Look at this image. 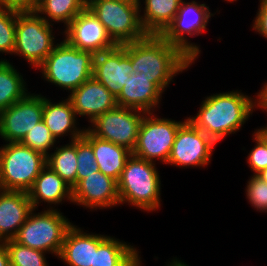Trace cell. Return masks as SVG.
Listing matches in <instances>:
<instances>
[{
  "mask_svg": "<svg viewBox=\"0 0 267 266\" xmlns=\"http://www.w3.org/2000/svg\"><path fill=\"white\" fill-rule=\"evenodd\" d=\"M126 55L131 60L133 73L149 78L163 93L176 74L195 63L178 46L155 34L126 43Z\"/></svg>",
  "mask_w": 267,
  "mask_h": 266,
  "instance_id": "obj_1",
  "label": "cell"
},
{
  "mask_svg": "<svg viewBox=\"0 0 267 266\" xmlns=\"http://www.w3.org/2000/svg\"><path fill=\"white\" fill-rule=\"evenodd\" d=\"M241 91H228L207 96L196 116L187 117L198 129L218 143L239 131L255 111V98Z\"/></svg>",
  "mask_w": 267,
  "mask_h": 266,
  "instance_id": "obj_2",
  "label": "cell"
},
{
  "mask_svg": "<svg viewBox=\"0 0 267 266\" xmlns=\"http://www.w3.org/2000/svg\"><path fill=\"white\" fill-rule=\"evenodd\" d=\"M117 182L120 205L148 212L160 208L161 181L155 163L131 154Z\"/></svg>",
  "mask_w": 267,
  "mask_h": 266,
  "instance_id": "obj_3",
  "label": "cell"
},
{
  "mask_svg": "<svg viewBox=\"0 0 267 266\" xmlns=\"http://www.w3.org/2000/svg\"><path fill=\"white\" fill-rule=\"evenodd\" d=\"M94 56V53L79 50L63 39L38 69L41 68L43 79L71 93L93 77Z\"/></svg>",
  "mask_w": 267,
  "mask_h": 266,
  "instance_id": "obj_4",
  "label": "cell"
},
{
  "mask_svg": "<svg viewBox=\"0 0 267 266\" xmlns=\"http://www.w3.org/2000/svg\"><path fill=\"white\" fill-rule=\"evenodd\" d=\"M140 5V0H89L87 3L117 45L135 42L148 35L141 24Z\"/></svg>",
  "mask_w": 267,
  "mask_h": 266,
  "instance_id": "obj_5",
  "label": "cell"
},
{
  "mask_svg": "<svg viewBox=\"0 0 267 266\" xmlns=\"http://www.w3.org/2000/svg\"><path fill=\"white\" fill-rule=\"evenodd\" d=\"M33 209L13 240L23 246L59 256L66 233L73 224L60 210L49 206L44 212Z\"/></svg>",
  "mask_w": 267,
  "mask_h": 266,
  "instance_id": "obj_6",
  "label": "cell"
},
{
  "mask_svg": "<svg viewBox=\"0 0 267 266\" xmlns=\"http://www.w3.org/2000/svg\"><path fill=\"white\" fill-rule=\"evenodd\" d=\"M46 166V156L20 142L0 147V189L24 191L32 187Z\"/></svg>",
  "mask_w": 267,
  "mask_h": 266,
  "instance_id": "obj_7",
  "label": "cell"
},
{
  "mask_svg": "<svg viewBox=\"0 0 267 266\" xmlns=\"http://www.w3.org/2000/svg\"><path fill=\"white\" fill-rule=\"evenodd\" d=\"M53 25L33 9H20L16 14L14 55L23 56L30 65L38 68L57 45Z\"/></svg>",
  "mask_w": 267,
  "mask_h": 266,
  "instance_id": "obj_8",
  "label": "cell"
},
{
  "mask_svg": "<svg viewBox=\"0 0 267 266\" xmlns=\"http://www.w3.org/2000/svg\"><path fill=\"white\" fill-rule=\"evenodd\" d=\"M183 122L155 117L153 112L146 113L140 124L132 154L153 163L158 159L166 164L179 126Z\"/></svg>",
  "mask_w": 267,
  "mask_h": 266,
  "instance_id": "obj_9",
  "label": "cell"
},
{
  "mask_svg": "<svg viewBox=\"0 0 267 266\" xmlns=\"http://www.w3.org/2000/svg\"><path fill=\"white\" fill-rule=\"evenodd\" d=\"M145 114L138 109L117 106L96 117L87 130L99 139L126 147L132 152Z\"/></svg>",
  "mask_w": 267,
  "mask_h": 266,
  "instance_id": "obj_10",
  "label": "cell"
},
{
  "mask_svg": "<svg viewBox=\"0 0 267 266\" xmlns=\"http://www.w3.org/2000/svg\"><path fill=\"white\" fill-rule=\"evenodd\" d=\"M210 8L205 4H198L196 1H182L179 10L168 28L161 36L172 45L178 46L193 61L198 59L201 53L195 43H189L185 34L196 36L202 34L211 16H214Z\"/></svg>",
  "mask_w": 267,
  "mask_h": 266,
  "instance_id": "obj_11",
  "label": "cell"
},
{
  "mask_svg": "<svg viewBox=\"0 0 267 266\" xmlns=\"http://www.w3.org/2000/svg\"><path fill=\"white\" fill-rule=\"evenodd\" d=\"M217 143L188 118L179 126L166 164L177 167H205Z\"/></svg>",
  "mask_w": 267,
  "mask_h": 266,
  "instance_id": "obj_12",
  "label": "cell"
},
{
  "mask_svg": "<svg viewBox=\"0 0 267 266\" xmlns=\"http://www.w3.org/2000/svg\"><path fill=\"white\" fill-rule=\"evenodd\" d=\"M42 118L43 96L29 93L0 112V136L6 143L21 142Z\"/></svg>",
  "mask_w": 267,
  "mask_h": 266,
  "instance_id": "obj_13",
  "label": "cell"
},
{
  "mask_svg": "<svg viewBox=\"0 0 267 266\" xmlns=\"http://www.w3.org/2000/svg\"><path fill=\"white\" fill-rule=\"evenodd\" d=\"M64 34L65 40L71 46L94 54L117 45L87 6L65 27Z\"/></svg>",
  "mask_w": 267,
  "mask_h": 266,
  "instance_id": "obj_14",
  "label": "cell"
},
{
  "mask_svg": "<svg viewBox=\"0 0 267 266\" xmlns=\"http://www.w3.org/2000/svg\"><path fill=\"white\" fill-rule=\"evenodd\" d=\"M72 203L91 210L112 208L120 204L118 182L101 171H95L72 188Z\"/></svg>",
  "mask_w": 267,
  "mask_h": 266,
  "instance_id": "obj_15",
  "label": "cell"
},
{
  "mask_svg": "<svg viewBox=\"0 0 267 266\" xmlns=\"http://www.w3.org/2000/svg\"><path fill=\"white\" fill-rule=\"evenodd\" d=\"M131 73L133 68L126 55V43L94 56L93 77L115 97L119 95Z\"/></svg>",
  "mask_w": 267,
  "mask_h": 266,
  "instance_id": "obj_16",
  "label": "cell"
},
{
  "mask_svg": "<svg viewBox=\"0 0 267 266\" xmlns=\"http://www.w3.org/2000/svg\"><path fill=\"white\" fill-rule=\"evenodd\" d=\"M68 99L76 116H87L90 123L96 117L118 106L116 97L94 77L73 90Z\"/></svg>",
  "mask_w": 267,
  "mask_h": 266,
  "instance_id": "obj_17",
  "label": "cell"
},
{
  "mask_svg": "<svg viewBox=\"0 0 267 266\" xmlns=\"http://www.w3.org/2000/svg\"><path fill=\"white\" fill-rule=\"evenodd\" d=\"M32 210L27 192L0 189V242L13 239Z\"/></svg>",
  "mask_w": 267,
  "mask_h": 266,
  "instance_id": "obj_18",
  "label": "cell"
},
{
  "mask_svg": "<svg viewBox=\"0 0 267 266\" xmlns=\"http://www.w3.org/2000/svg\"><path fill=\"white\" fill-rule=\"evenodd\" d=\"M107 235L86 233L73 225L66 233L59 254L60 260L69 266H94V251Z\"/></svg>",
  "mask_w": 267,
  "mask_h": 266,
  "instance_id": "obj_19",
  "label": "cell"
},
{
  "mask_svg": "<svg viewBox=\"0 0 267 266\" xmlns=\"http://www.w3.org/2000/svg\"><path fill=\"white\" fill-rule=\"evenodd\" d=\"M162 93L149 78L140 73H131L116 100L118 106L150 113L159 106Z\"/></svg>",
  "mask_w": 267,
  "mask_h": 266,
  "instance_id": "obj_20",
  "label": "cell"
},
{
  "mask_svg": "<svg viewBox=\"0 0 267 266\" xmlns=\"http://www.w3.org/2000/svg\"><path fill=\"white\" fill-rule=\"evenodd\" d=\"M42 120L56 140L65 134L68 136L69 133L71 141L83 136L84 130L78 129L76 114L68 98L59 103H53L50 99L43 97Z\"/></svg>",
  "mask_w": 267,
  "mask_h": 266,
  "instance_id": "obj_21",
  "label": "cell"
},
{
  "mask_svg": "<svg viewBox=\"0 0 267 266\" xmlns=\"http://www.w3.org/2000/svg\"><path fill=\"white\" fill-rule=\"evenodd\" d=\"M27 193L33 209L43 201L49 205L62 204L63 200L72 202V188L47 165Z\"/></svg>",
  "mask_w": 267,
  "mask_h": 266,
  "instance_id": "obj_22",
  "label": "cell"
},
{
  "mask_svg": "<svg viewBox=\"0 0 267 266\" xmlns=\"http://www.w3.org/2000/svg\"><path fill=\"white\" fill-rule=\"evenodd\" d=\"M83 137L92 145L99 171L118 181L132 152L93 136L87 129H84Z\"/></svg>",
  "mask_w": 267,
  "mask_h": 266,
  "instance_id": "obj_23",
  "label": "cell"
},
{
  "mask_svg": "<svg viewBox=\"0 0 267 266\" xmlns=\"http://www.w3.org/2000/svg\"><path fill=\"white\" fill-rule=\"evenodd\" d=\"M140 259L136 248L111 236L94 251V266H142Z\"/></svg>",
  "mask_w": 267,
  "mask_h": 266,
  "instance_id": "obj_24",
  "label": "cell"
},
{
  "mask_svg": "<svg viewBox=\"0 0 267 266\" xmlns=\"http://www.w3.org/2000/svg\"><path fill=\"white\" fill-rule=\"evenodd\" d=\"M182 0H145L144 14L140 15L147 34L161 35L173 22Z\"/></svg>",
  "mask_w": 267,
  "mask_h": 266,
  "instance_id": "obj_25",
  "label": "cell"
},
{
  "mask_svg": "<svg viewBox=\"0 0 267 266\" xmlns=\"http://www.w3.org/2000/svg\"><path fill=\"white\" fill-rule=\"evenodd\" d=\"M19 73L9 61L0 59V112L30 93Z\"/></svg>",
  "mask_w": 267,
  "mask_h": 266,
  "instance_id": "obj_26",
  "label": "cell"
},
{
  "mask_svg": "<svg viewBox=\"0 0 267 266\" xmlns=\"http://www.w3.org/2000/svg\"><path fill=\"white\" fill-rule=\"evenodd\" d=\"M55 148L46 156V165L73 188L77 184V139Z\"/></svg>",
  "mask_w": 267,
  "mask_h": 266,
  "instance_id": "obj_27",
  "label": "cell"
},
{
  "mask_svg": "<svg viewBox=\"0 0 267 266\" xmlns=\"http://www.w3.org/2000/svg\"><path fill=\"white\" fill-rule=\"evenodd\" d=\"M86 6L83 0H39L32 9L48 23L62 22L66 27Z\"/></svg>",
  "mask_w": 267,
  "mask_h": 266,
  "instance_id": "obj_28",
  "label": "cell"
},
{
  "mask_svg": "<svg viewBox=\"0 0 267 266\" xmlns=\"http://www.w3.org/2000/svg\"><path fill=\"white\" fill-rule=\"evenodd\" d=\"M18 7L0 4V53L14 54Z\"/></svg>",
  "mask_w": 267,
  "mask_h": 266,
  "instance_id": "obj_29",
  "label": "cell"
},
{
  "mask_svg": "<svg viewBox=\"0 0 267 266\" xmlns=\"http://www.w3.org/2000/svg\"><path fill=\"white\" fill-rule=\"evenodd\" d=\"M4 243L9 252L10 266H49L45 257L46 252L23 246L13 239Z\"/></svg>",
  "mask_w": 267,
  "mask_h": 266,
  "instance_id": "obj_30",
  "label": "cell"
},
{
  "mask_svg": "<svg viewBox=\"0 0 267 266\" xmlns=\"http://www.w3.org/2000/svg\"><path fill=\"white\" fill-rule=\"evenodd\" d=\"M56 141V138L42 120L27 132L20 143L47 156L49 154L48 151L55 147Z\"/></svg>",
  "mask_w": 267,
  "mask_h": 266,
  "instance_id": "obj_31",
  "label": "cell"
},
{
  "mask_svg": "<svg viewBox=\"0 0 267 266\" xmlns=\"http://www.w3.org/2000/svg\"><path fill=\"white\" fill-rule=\"evenodd\" d=\"M99 171L92 145L82 136L77 139V183Z\"/></svg>",
  "mask_w": 267,
  "mask_h": 266,
  "instance_id": "obj_32",
  "label": "cell"
},
{
  "mask_svg": "<svg viewBox=\"0 0 267 266\" xmlns=\"http://www.w3.org/2000/svg\"><path fill=\"white\" fill-rule=\"evenodd\" d=\"M246 185V196L251 206L259 212H267V183L252 175Z\"/></svg>",
  "mask_w": 267,
  "mask_h": 266,
  "instance_id": "obj_33",
  "label": "cell"
},
{
  "mask_svg": "<svg viewBox=\"0 0 267 266\" xmlns=\"http://www.w3.org/2000/svg\"><path fill=\"white\" fill-rule=\"evenodd\" d=\"M252 135L256 145L249 152L247 163H249L250 169L254 172L253 174L257 175L267 168V141L256 130Z\"/></svg>",
  "mask_w": 267,
  "mask_h": 266,
  "instance_id": "obj_34",
  "label": "cell"
},
{
  "mask_svg": "<svg viewBox=\"0 0 267 266\" xmlns=\"http://www.w3.org/2000/svg\"><path fill=\"white\" fill-rule=\"evenodd\" d=\"M255 20H253V30L267 39V0H260Z\"/></svg>",
  "mask_w": 267,
  "mask_h": 266,
  "instance_id": "obj_35",
  "label": "cell"
},
{
  "mask_svg": "<svg viewBox=\"0 0 267 266\" xmlns=\"http://www.w3.org/2000/svg\"><path fill=\"white\" fill-rule=\"evenodd\" d=\"M39 0H0V4L14 6L20 9H32Z\"/></svg>",
  "mask_w": 267,
  "mask_h": 266,
  "instance_id": "obj_36",
  "label": "cell"
},
{
  "mask_svg": "<svg viewBox=\"0 0 267 266\" xmlns=\"http://www.w3.org/2000/svg\"><path fill=\"white\" fill-rule=\"evenodd\" d=\"M257 94L258 95L255 97V107H259L261 110H265L267 112V83H265Z\"/></svg>",
  "mask_w": 267,
  "mask_h": 266,
  "instance_id": "obj_37",
  "label": "cell"
},
{
  "mask_svg": "<svg viewBox=\"0 0 267 266\" xmlns=\"http://www.w3.org/2000/svg\"><path fill=\"white\" fill-rule=\"evenodd\" d=\"M0 266H10L9 252L4 242H0Z\"/></svg>",
  "mask_w": 267,
  "mask_h": 266,
  "instance_id": "obj_38",
  "label": "cell"
},
{
  "mask_svg": "<svg viewBox=\"0 0 267 266\" xmlns=\"http://www.w3.org/2000/svg\"><path fill=\"white\" fill-rule=\"evenodd\" d=\"M167 266H188L186 263L178 260L177 258L173 259L171 263L167 264Z\"/></svg>",
  "mask_w": 267,
  "mask_h": 266,
  "instance_id": "obj_39",
  "label": "cell"
},
{
  "mask_svg": "<svg viewBox=\"0 0 267 266\" xmlns=\"http://www.w3.org/2000/svg\"><path fill=\"white\" fill-rule=\"evenodd\" d=\"M267 141V125L256 130Z\"/></svg>",
  "mask_w": 267,
  "mask_h": 266,
  "instance_id": "obj_40",
  "label": "cell"
},
{
  "mask_svg": "<svg viewBox=\"0 0 267 266\" xmlns=\"http://www.w3.org/2000/svg\"><path fill=\"white\" fill-rule=\"evenodd\" d=\"M257 176L267 183V168L258 173Z\"/></svg>",
  "mask_w": 267,
  "mask_h": 266,
  "instance_id": "obj_41",
  "label": "cell"
},
{
  "mask_svg": "<svg viewBox=\"0 0 267 266\" xmlns=\"http://www.w3.org/2000/svg\"><path fill=\"white\" fill-rule=\"evenodd\" d=\"M225 1H228V2L232 3V2L237 1V0H225Z\"/></svg>",
  "mask_w": 267,
  "mask_h": 266,
  "instance_id": "obj_42",
  "label": "cell"
}]
</instances>
